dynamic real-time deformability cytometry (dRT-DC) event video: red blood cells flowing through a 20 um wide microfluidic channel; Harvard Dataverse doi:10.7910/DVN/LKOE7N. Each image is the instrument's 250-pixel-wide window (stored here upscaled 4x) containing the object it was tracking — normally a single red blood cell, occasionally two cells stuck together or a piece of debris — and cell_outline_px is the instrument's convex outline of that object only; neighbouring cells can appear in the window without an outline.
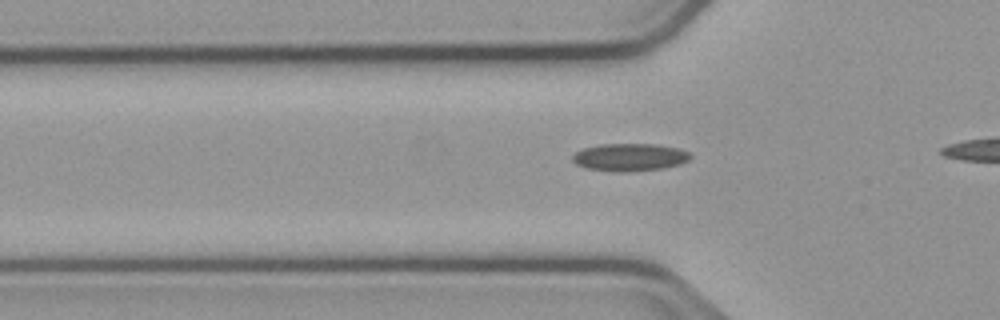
{"species": "common noctule bat (a hibernating species)", "species_latin": "Nyctalus noctula", "temperature_condition": "cold", "stored_images_in_passage": 9, "camera_frame_rate_fps": 3000, "um_per_image_px": 0.085, "animal": {"sex": "male", "body_mass_g": 23.1, "forearm_length_mm": 52.7}, "frame": {"image": 1, "passage_image": 3, "time_ms": 0.667, "image_size_px": [1000, 320], "cell_outline_px": [[692, 156], [688, 160], [680, 164], [664, 168], [628, 172], [620, 172], [588, 168], [576, 164], [572, 160], [572, 156], [576, 152], [584, 148], [600, 144], [656, 144], [680, 148], [688, 152]], "centroid_in_image_um": [53.55, 13.36], "position_along_channel_um": 72.2, "area_um2": 18.96}}
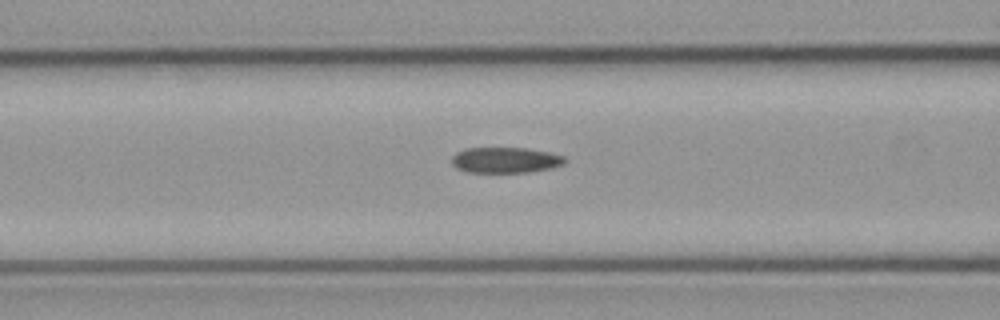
{"frame": {"image": 2, "passage_image": 7, "time_ms": 2.0, "image_size_px": [1000, 320], "cell_outline_px": [[568, 160], [564, 164], [552, 168], [528, 172], [468, 172], [456, 168], [452, 164], [452, 156], [456, 152], [468, 148], [524, 148], [548, 152], [564, 156]], "centroid_in_image_um": [42.97, 13.61], "position_along_channel_um": 123.6, "area_um2": 16.94}}